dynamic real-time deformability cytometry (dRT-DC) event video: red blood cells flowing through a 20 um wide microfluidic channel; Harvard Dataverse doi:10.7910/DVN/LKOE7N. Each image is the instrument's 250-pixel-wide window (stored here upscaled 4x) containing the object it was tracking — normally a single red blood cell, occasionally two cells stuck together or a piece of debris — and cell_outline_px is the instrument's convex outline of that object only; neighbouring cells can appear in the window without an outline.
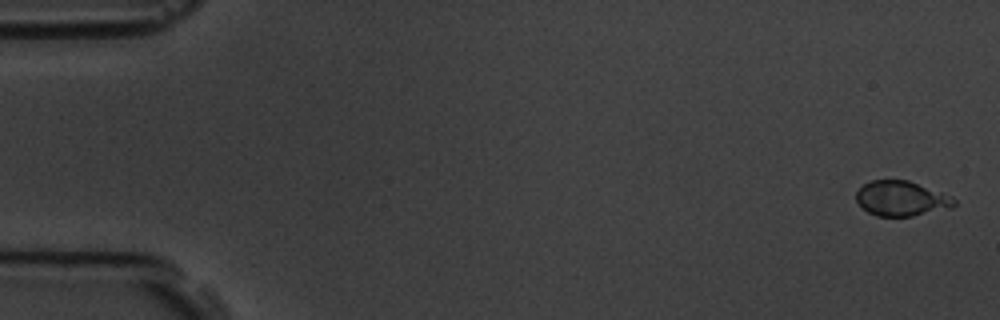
{"species": "common noctule bat (a hibernating species)", "species_latin": "Nyctalus noctula", "temperature_condition": "room temperature", "stored_images_in_passage": 7, "camera_frame_rate_fps": 3000, "um_per_image_px": 0.085, "animal": {"sex": "male", "body_mass_g": 19.5, "forearm_length_mm": 54.6}, "frame": {"image": 1, "passage_image": 1, "time_ms": 0.0, "image_size_px": [1000, 320], "cell_outline_px": [[956, 204], [952, 208], [912, 216], [876, 216], [868, 212], [856, 200], [856, 192], [864, 184], [872, 180], [908, 180], [952, 196], [956, 200]], "centroid_in_image_um": [76.64, 16.88], "position_along_channel_um": 8.4, "area_um2": 19.94}}